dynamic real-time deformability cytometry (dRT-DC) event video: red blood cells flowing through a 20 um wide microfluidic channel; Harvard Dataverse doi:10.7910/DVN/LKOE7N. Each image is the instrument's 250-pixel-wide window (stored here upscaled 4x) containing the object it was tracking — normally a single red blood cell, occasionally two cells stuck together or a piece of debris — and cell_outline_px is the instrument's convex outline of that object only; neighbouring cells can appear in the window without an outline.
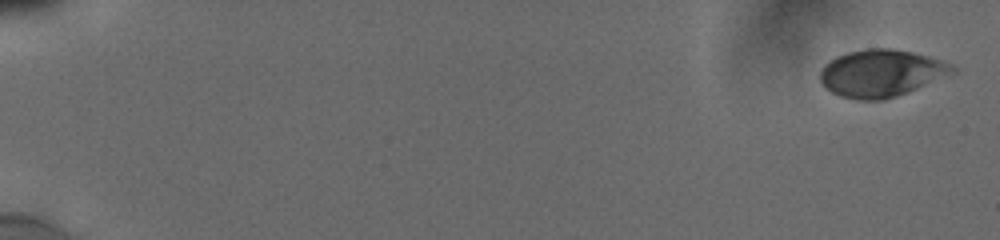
{"species": "human", "species_latin": "Homo sapiens", "temperature_condition": "cold", "stored_images_in_passage": 16, "camera_frame_rate_fps": 3000, "um_per_image_px": 0.085, "donor": {"sex": "male"}, "frame": {"image": 1, "passage_image": 1, "time_ms": 0.0, "image_size_px": [1000, 240], "cell_outline_px": [[956, 68], [916, 88], [896, 96], [884, 100], [856, 100], [840, 96], [832, 92], [820, 80], [820, 72], [824, 64], [836, 56], [848, 52], [868, 48], [892, 48], [912, 52], [928, 56], [940, 60]], "centroid_in_image_um": [74.78, 6.21], "position_along_channel_um": 10.2, "area_um2": 35.49}}
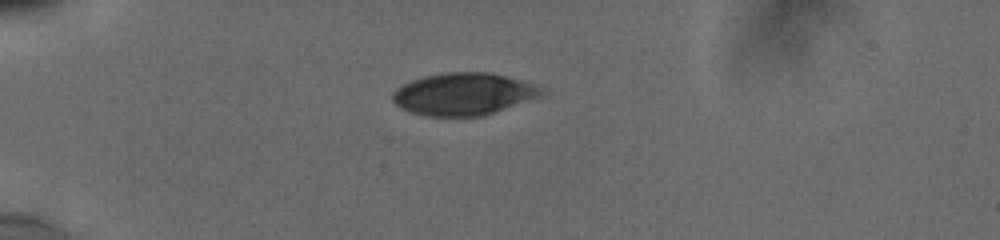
{"frame": {"image": 2, "passage_image": 13, "time_ms": 5.0, "image_size_px": [1000, 240], "cell_outline_px": [[548, 88], [540, 96], [484, 116], [428, 116], [412, 112], [400, 108], [392, 100], [392, 92], [396, 88], [412, 80], [424, 76], [448, 72], [488, 72], [536, 84]], "centroid_in_image_um": [39.41, 7.99], "position_along_channel_um": 45.6, "area_um2": 36.65}}